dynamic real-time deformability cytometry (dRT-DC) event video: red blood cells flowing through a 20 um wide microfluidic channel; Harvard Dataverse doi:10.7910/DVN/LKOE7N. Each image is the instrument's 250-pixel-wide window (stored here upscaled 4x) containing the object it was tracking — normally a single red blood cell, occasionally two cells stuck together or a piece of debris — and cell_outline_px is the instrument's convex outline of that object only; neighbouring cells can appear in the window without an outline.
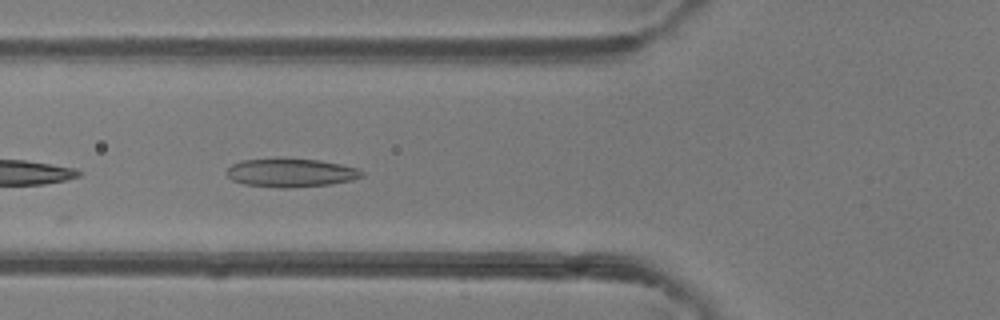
{"species": "common noctule bat (a hibernating species)", "species_latin": "Nyctalus noctula", "temperature_condition": "room temperature", "stored_images_in_passage": 15, "camera_frame_rate_fps": 3000, "um_per_image_px": 0.085, "animal": {"sex": "female"}, "frame": {"image": 1, "passage_image": 3, "time_ms": 0.667, "image_size_px": [1000, 320], "cell_outline_px": [[364, 176], [352, 180], [332, 184], [288, 188], [280, 188], [244, 184], [232, 180], [224, 172], [232, 164], [240, 160], [320, 160], [360, 168], [364, 172]], "centroid_in_image_um": [24.76, 14.71], "position_along_channel_um": 101.0, "area_um2": 22.2}}
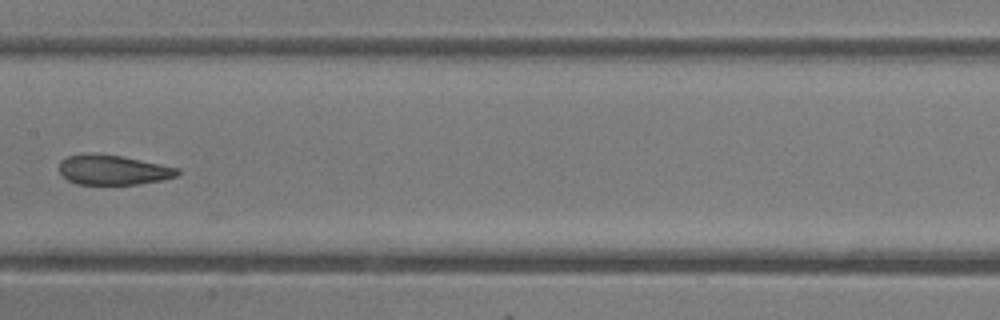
{"frame": {"image": 2, "passage_image": 10, "time_ms": 3.0, "image_size_px": [1000, 320], "cell_outline_px": [[180, 172], [176, 176], [160, 180], [136, 184], [76, 184], [68, 180], [60, 172], [60, 160], [68, 156], [120, 156], [180, 168]], "centroid_in_image_um": [9.65, 14.48], "position_along_channel_um": 197.8, "area_um2": 19.65}}